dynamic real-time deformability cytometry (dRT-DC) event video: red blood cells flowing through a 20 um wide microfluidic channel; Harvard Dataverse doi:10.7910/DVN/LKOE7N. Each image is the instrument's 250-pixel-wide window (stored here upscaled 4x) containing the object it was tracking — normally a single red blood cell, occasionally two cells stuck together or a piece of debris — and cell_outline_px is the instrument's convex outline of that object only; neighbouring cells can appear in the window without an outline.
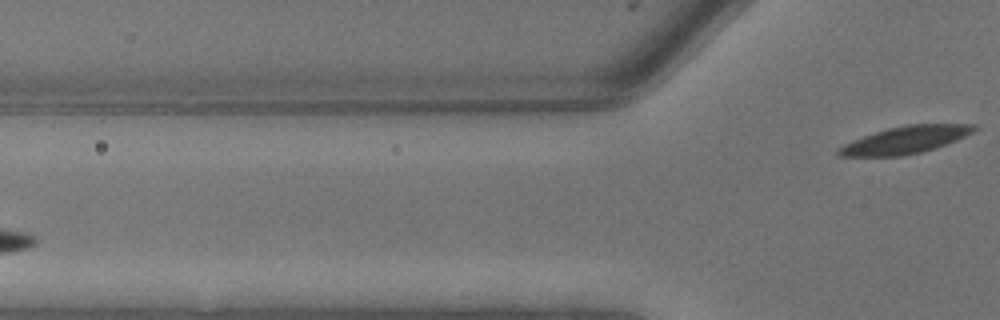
{"species": "common noctule bat (a hibernating species)", "species_latin": "Nyctalus noctula", "temperature_condition": "warm", "stored_images_in_passage": 4, "segment_of_instrument_passage": [2, 2], "camera_frame_rate_fps": 3000, "um_per_image_px": 0.085, "animal": {"sex": "male", "body_mass_g": 13.3}, "frame": {"image": 1, "passage_image": 4, "time_ms": 1.0, "image_size_px": [1000, 320], "cell_outline_px": [[976, 128], [972, 132], [956, 140], [936, 148], [920, 152], [900, 156], [836, 156], [836, 152], [844, 144], [852, 140], [888, 128], [908, 124], [976, 124]], "centroid_in_image_um": [76.94, 11.89], "position_along_channel_um": 48.9, "area_um2": 21.27}}